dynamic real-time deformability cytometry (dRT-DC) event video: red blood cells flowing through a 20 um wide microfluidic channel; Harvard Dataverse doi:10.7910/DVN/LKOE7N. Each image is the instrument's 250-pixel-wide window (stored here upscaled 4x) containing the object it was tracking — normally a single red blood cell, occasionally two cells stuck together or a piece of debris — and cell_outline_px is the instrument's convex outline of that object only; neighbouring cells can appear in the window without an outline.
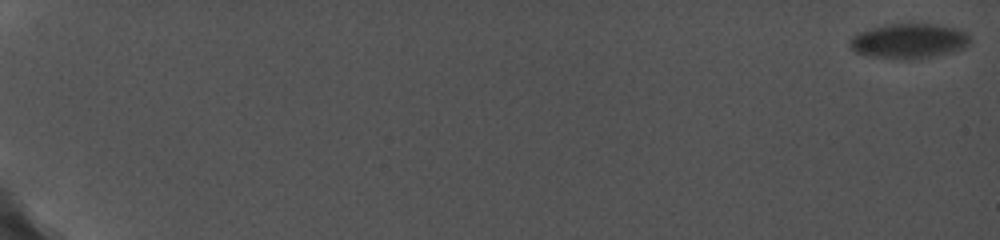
{"species": "common noctule bat (a hibernating species)", "species_latin": "Nyctalus noctula", "temperature_condition": "cold", "stored_images_in_passage": 45, "camera_frame_rate_fps": 5000, "um_per_image_px": 0.085, "animal": {"sex": "female", "body_mass_g": 19.0, "forearm_length_mm": 56.7}, "frame": {"image": 1, "passage_image": 1, "time_ms": 0.0, "image_size_px": [1000, 240], "cell_outline_px": [[968, 44], [964, 48], [932, 56], [908, 60], [904, 60], [872, 56], [856, 52], [848, 44], [848, 40], [852, 36], [860, 32], [872, 28], [888, 24], [936, 24], [956, 28], [968, 32]], "centroid_in_image_um": [77.24, 3.48], "position_along_channel_um": 7.8, "area_um2": 24.22}}
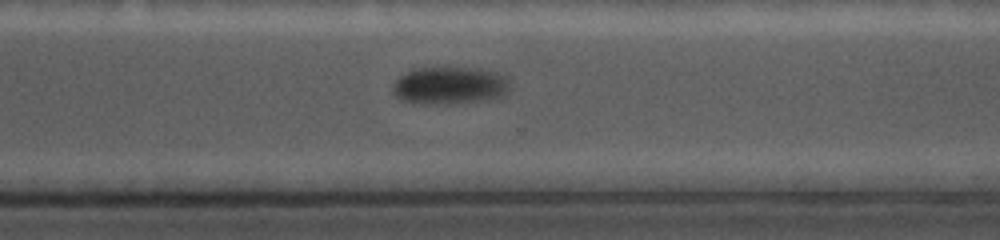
{"frame": {"image": 2, "passage_image": 38, "time_ms": 15.8, "image_size_px": [1000, 240], "cell_outline_px": [[512, 88], [504, 96], [480, 100], [448, 104], [436, 104], [400, 100], [396, 96], [392, 88], [392, 84], [400, 76], [412, 68], [476, 68], [496, 72], [508, 76]], "centroid_in_image_um": [38.27, 7.26], "position_along_channel_um": 332.3, "area_um2": 25.72}}
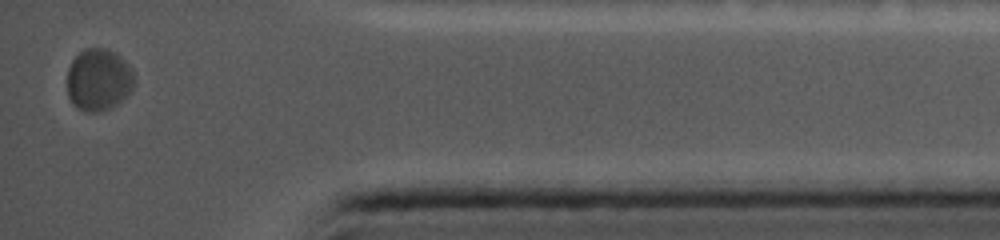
{"frame": {"image": 3, "passage_image": 45, "time_ms": 18.8, "image_size_px": [1000, 240], "cell_outline_px": [[132, 88], [116, 104], [108, 108], [96, 112], [88, 112], [76, 108], [72, 104], [68, 96], [68, 68], [72, 60], [84, 48], [108, 48], [120, 56], [132, 68]], "centroid_in_image_um": [8.34, 6.76], "position_along_channel_um": 426.9, "area_um2": 23.99}, "authors_computed_cell_mechanics": {"area_um2": 25.6632, "velocity_mm_per_s": 3.5619, "shape_relaxation_time_tau1_ms": 0.562, "shape_relaxation_time_tau2_ms": null, "deformation_change_tau1": 0.023, "deformation_change_tau2": null}}